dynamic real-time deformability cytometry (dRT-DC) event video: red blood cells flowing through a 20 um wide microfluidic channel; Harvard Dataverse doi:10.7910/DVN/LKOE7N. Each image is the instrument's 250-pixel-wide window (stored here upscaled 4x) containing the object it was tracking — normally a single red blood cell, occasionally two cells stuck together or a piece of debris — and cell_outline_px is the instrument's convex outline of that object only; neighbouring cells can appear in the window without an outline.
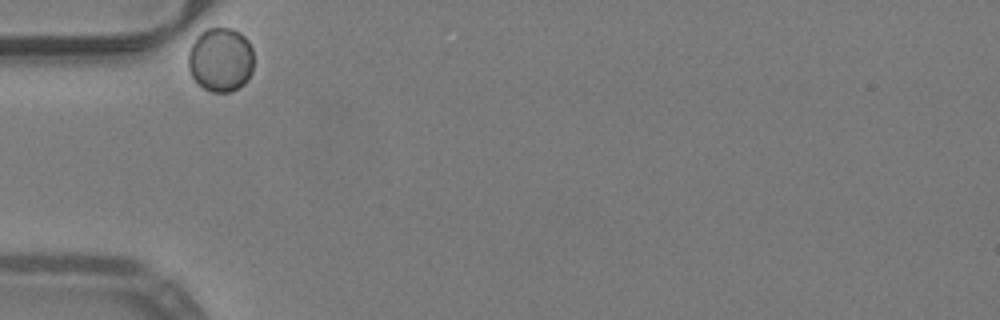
{"species": "common noctule bat (a hibernating species)", "species_latin": "Nyctalus noctula", "temperature_condition": "warm", "stored_images_in_passage": 30, "camera_frame_rate_fps": 3000, "um_per_image_px": 0.085, "animal": {"sex": "male", "body_mass_g": 19.2, "forearm_length_mm": 51.8}, "frame": {"image": 1, "passage_image": 1, "time_ms": 0.0, "image_size_px": [1000, 320], "cell_outline_px": [[252, 72], [248, 80], [244, 84], [228, 92], [212, 92], [204, 88], [192, 76], [188, 68], [188, 52], [196, 36], [200, 32], [208, 28], [232, 28], [240, 32], [248, 40], [252, 48]], "centroid_in_image_um": [18.75, 5.05], "position_along_channel_um": 66.3, "area_um2": 24.57}}
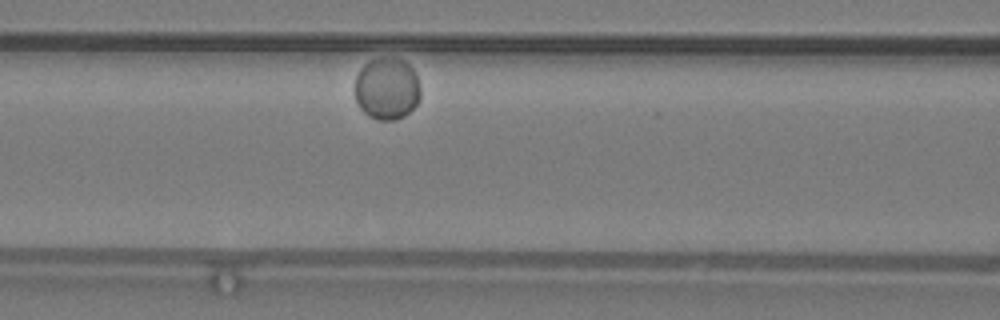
{"frame": {"image": 2, "passage_image": 8, "time_ms": 2.333, "image_size_px": [1000, 320], "cell_outline_px": [[420, 100], [404, 116], [396, 120], [376, 120], [368, 116], [360, 108], [356, 100], [356, 76], [360, 68], [364, 64], [372, 60], [404, 60], [416, 72], [420, 84]], "centroid_in_image_um": [32.91, 7.58], "position_along_channel_um": 133.7, "area_um2": 23.52}}
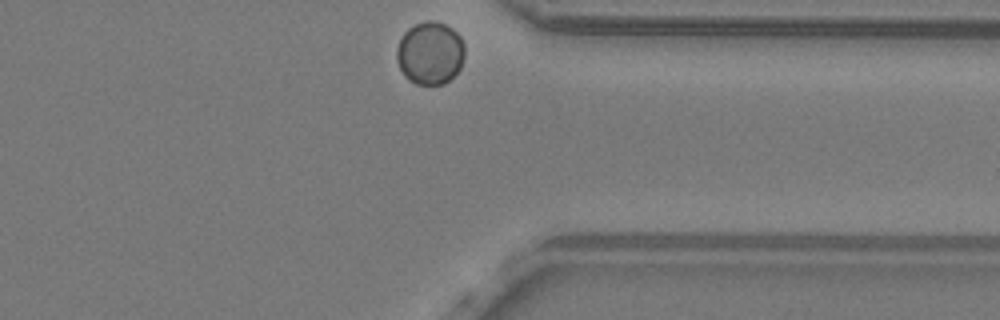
{"frame": {"image": 3, "passage_image": 30, "time_ms": 9.667, "image_size_px": [1000, 320], "cell_outline_px": [[464, 56], [460, 68], [444, 84], [416, 84], [408, 80], [404, 76], [396, 60], [396, 48], [404, 32], [408, 28], [416, 24], [428, 20], [432, 20], [444, 24], [452, 28], [460, 36], [464, 44]], "centroid_in_image_um": [36.54, 4.51], "position_along_channel_um": 374.9, "area_um2": 24.91}}